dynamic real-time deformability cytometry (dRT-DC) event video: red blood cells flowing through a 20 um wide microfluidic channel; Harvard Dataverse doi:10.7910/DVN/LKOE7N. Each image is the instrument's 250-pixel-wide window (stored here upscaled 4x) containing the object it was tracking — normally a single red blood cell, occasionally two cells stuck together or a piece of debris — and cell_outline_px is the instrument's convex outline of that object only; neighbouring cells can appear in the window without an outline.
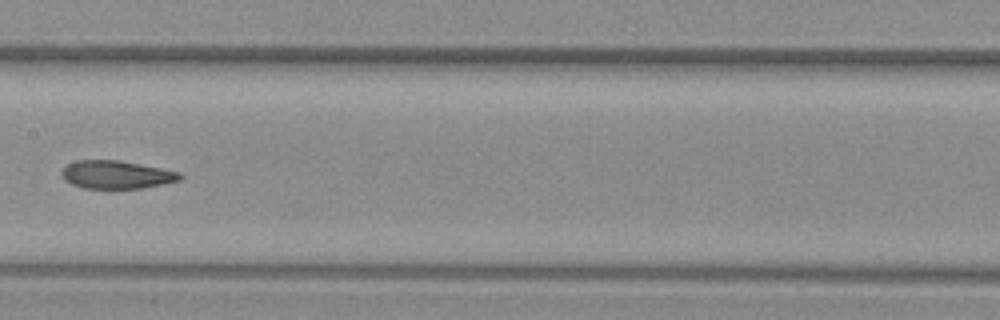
{"species": "common noctule bat (a hibernating species)", "species_latin": "Nyctalus noctula", "temperature_condition": "warm", "stored_images_in_passage": 7, "camera_frame_rate_fps": 3000, "um_per_image_px": 0.085, "animal": {"sex": "female", "body_mass_g": 29.2, "forearm_length_mm": 56.3}, "frame": {"image": 1, "passage_image": 7, "time_ms": 2.0, "image_size_px": [1000, 320], "cell_outline_px": [[184, 176], [180, 180], [164, 184], [140, 188], [84, 188], [72, 184], [64, 180], [60, 176], [60, 172], [68, 164], [76, 160], [120, 160], [180, 172]], "centroid_in_image_um": [9.89, 14.84], "position_along_channel_um": 197.5, "area_um2": 19.36}}